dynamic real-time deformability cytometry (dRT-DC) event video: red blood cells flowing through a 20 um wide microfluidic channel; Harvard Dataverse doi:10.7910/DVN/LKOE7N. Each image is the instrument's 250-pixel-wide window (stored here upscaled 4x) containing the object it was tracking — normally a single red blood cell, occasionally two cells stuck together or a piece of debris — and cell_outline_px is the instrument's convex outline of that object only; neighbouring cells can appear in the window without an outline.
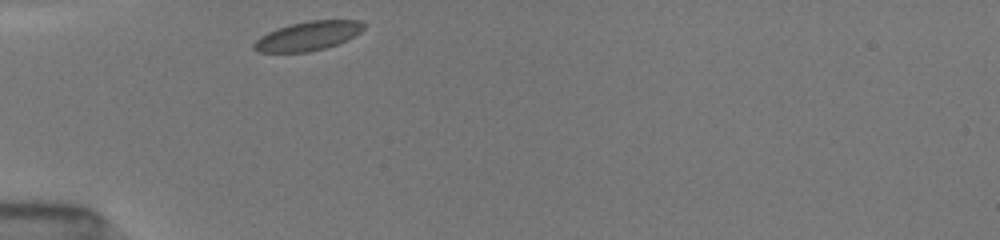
{"species": "common noctule bat (a hibernating species)", "species_latin": "Nyctalus noctula", "temperature_condition": "room temperature", "stored_images_in_passage": 29, "camera_frame_rate_fps": 3000, "um_per_image_px": 0.085, "animal": {"sex": "female", "body_mass_g": 19.5, "forearm_length_mm": 54.1}, "frame": {"image": 1, "passage_image": 1, "time_ms": 0.0, "image_size_px": [1000, 240], "cell_outline_px": [[364, 28], [360, 32], [336, 44], [324, 48], [308, 52], [256, 52], [252, 48], [252, 44], [260, 36], [268, 32], [292, 24], [308, 20], [360, 20], [364, 24]], "centroid_in_image_um": [26.14, 3.06], "position_along_channel_um": 58.9, "area_um2": 18.38}}
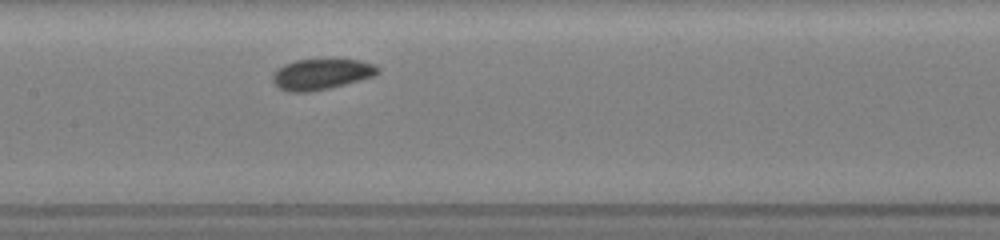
{"frame": {"image": 2, "passage_image": 11, "time_ms": 3.333, "image_size_px": [1000, 240], "cell_outline_px": [[380, 72], [372, 76], [360, 80], [328, 88], [308, 92], [288, 92], [280, 88], [272, 80], [272, 76], [284, 64], [296, 60], [332, 56], [336, 56], [360, 60], [372, 64], [380, 68]], "centroid_in_image_um": [27.36, 6.24], "position_along_channel_um": 180.0, "area_um2": 19.42}}
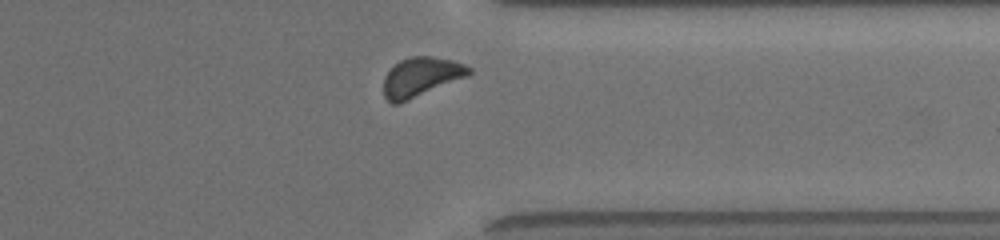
{"frame": {"image": 3, "passage_image": 26, "time_ms": 8.333, "image_size_px": [1000, 240], "cell_outline_px": [[472, 72], [468, 76], [400, 104], [392, 104], [384, 96], [384, 76], [400, 60], [412, 56], [432, 56], [452, 60], [464, 64], [472, 68]], "centroid_in_image_um": [35.8, 6.55], "position_along_channel_um": 375.6, "area_um2": 19.59}, "authors_computed_cell_mechanics": {"area_um2": 18.9006, "velocity_mm_per_s": 3.923, "shape_relaxation_time_tau1_ms": 1.1829, "shape_relaxation_time_tau2_ms": null, "deformation_change_tau1": 0.04, "deformation_change_tau2": null}}